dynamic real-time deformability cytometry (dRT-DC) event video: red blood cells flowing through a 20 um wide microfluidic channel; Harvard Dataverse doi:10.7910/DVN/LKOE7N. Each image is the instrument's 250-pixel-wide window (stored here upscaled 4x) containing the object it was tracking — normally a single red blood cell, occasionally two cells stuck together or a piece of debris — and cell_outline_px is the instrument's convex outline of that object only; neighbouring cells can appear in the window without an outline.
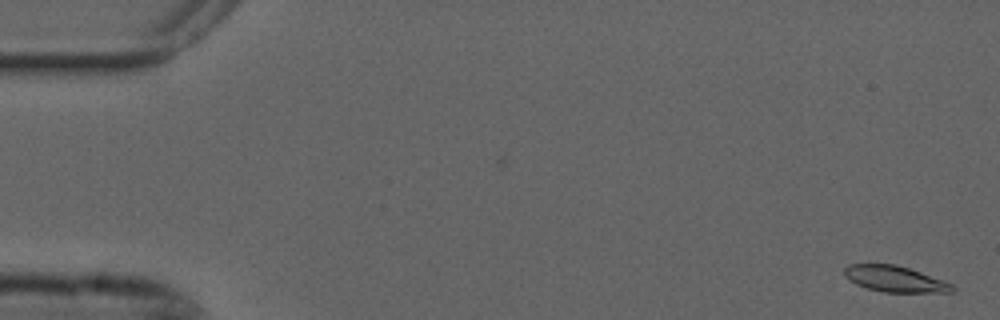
{"species": "common noctule bat (a hibernating species)", "species_latin": "Nyctalus noctula", "temperature_condition": "cold", "stored_images_in_passage": 56, "camera_frame_rate_fps": 3000, "um_per_image_px": 0.085, "animal": {"sex": "male", "forearm_length_mm": 52.5}, "frame": {"image": 1, "passage_image": 2, "time_ms": 0.333, "image_size_px": [1000, 320], "cell_outline_px": [[956, 288], [952, 292], [884, 292], [868, 288], [856, 284], [844, 276], [844, 268], [848, 264], [896, 264], [944, 280], [952, 284]], "centroid_in_image_um": [76.07, 23.71], "position_along_channel_um": 8.9, "area_um2": 16.3}}
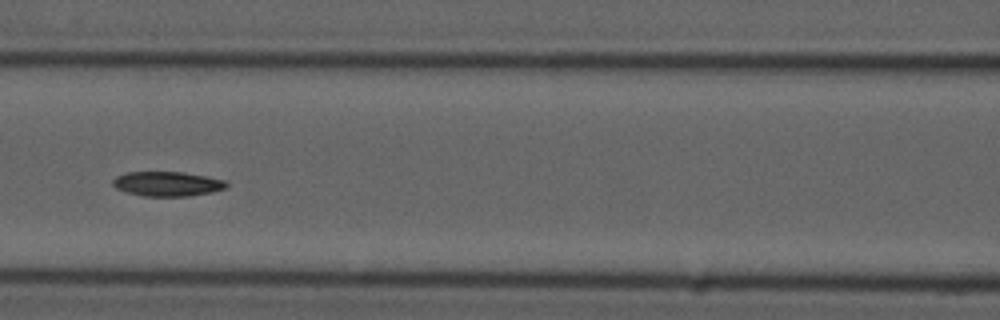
{"frame": {"image": 2, "passage_image": 25, "time_ms": 8.0, "image_size_px": [1000, 320], "cell_outline_px": [[228, 188], [212, 192], [188, 196], [144, 196], [128, 192], [116, 188], [112, 184], [112, 180], [116, 176], [128, 172], [184, 172], [224, 180], [228, 184]], "centroid_in_image_um": [14.23, 15.63], "position_along_channel_um": 152.4, "area_um2": 16.24}}
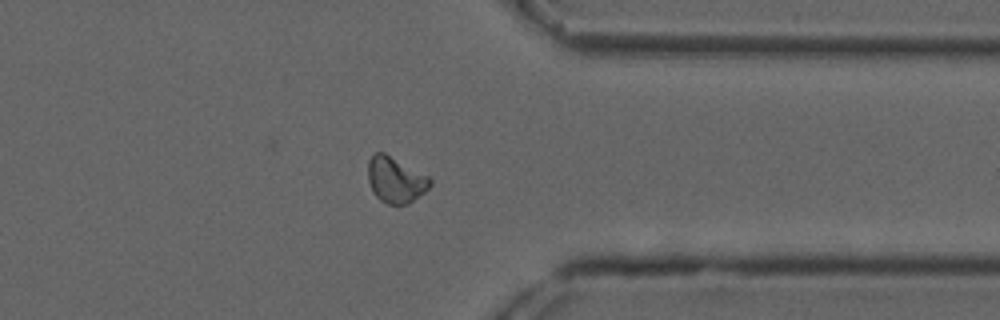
{"frame": {"image": 3, "passage_image": 44, "time_ms": 14.333, "image_size_px": [1000, 320], "cell_outline_px": [[432, 184], [424, 192], [408, 204], [388, 204], [380, 200], [372, 192], [368, 180], [368, 160], [376, 152], [384, 152], [428, 176], [432, 180]], "centroid_in_image_um": [33.61, 15.29], "position_along_channel_um": 377.8, "area_um2": 16.53}}